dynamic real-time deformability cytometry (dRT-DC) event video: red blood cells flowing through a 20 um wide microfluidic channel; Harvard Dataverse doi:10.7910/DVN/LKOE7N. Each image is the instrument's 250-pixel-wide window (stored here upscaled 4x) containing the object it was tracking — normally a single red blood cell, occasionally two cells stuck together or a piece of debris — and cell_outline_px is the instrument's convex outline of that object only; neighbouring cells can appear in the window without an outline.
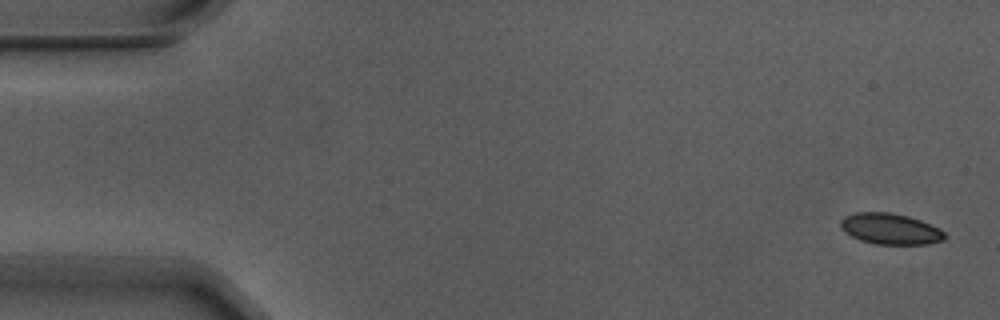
{"species": "Egyptian fruit bat (a non-hibernating species)", "species_latin": "Rousettus aegyptiacus", "temperature_condition": "warm", "stored_images_in_passage": 6, "camera_frame_rate_fps": 3000, "um_per_image_px": 0.085, "animal": {"sex": "male"}, "frame": {"image": 1, "passage_image": 1, "time_ms": 0.0, "image_size_px": [1000, 320], "cell_outline_px": [[944, 240], [928, 244], [876, 244], [860, 240], [844, 232], [840, 228], [840, 220], [844, 216], [856, 212], [888, 212], [908, 216], [920, 220], [940, 228], [944, 232]], "centroid_in_image_um": [75.65, 19.45], "position_along_channel_um": 9.4, "area_um2": 18.84}}